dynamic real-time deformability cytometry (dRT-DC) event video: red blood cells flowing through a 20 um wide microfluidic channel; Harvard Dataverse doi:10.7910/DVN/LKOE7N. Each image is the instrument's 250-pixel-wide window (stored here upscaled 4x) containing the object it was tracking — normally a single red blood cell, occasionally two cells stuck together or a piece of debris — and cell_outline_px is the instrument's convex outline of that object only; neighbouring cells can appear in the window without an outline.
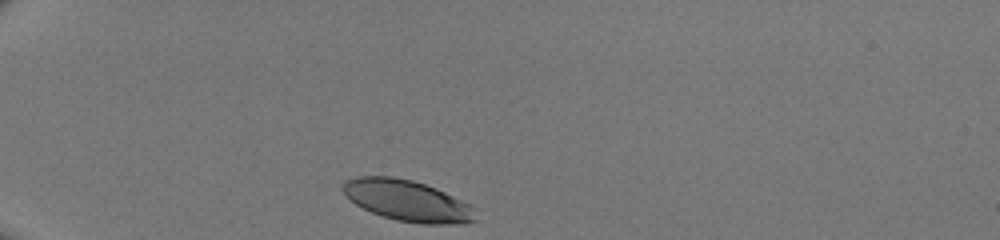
{"species": "human", "species_latin": "Homo sapiens", "temperature_condition": "room temperature", "stored_images_in_passage": 29, "camera_frame_rate_fps": 3000, "um_per_image_px": 0.085, "donor": {"sex": "male"}, "frame": {"image": 1, "passage_image": 1, "time_ms": 0.0, "image_size_px": [1000, 240], "cell_outline_px": [[476, 220], [460, 224], [420, 224], [396, 220], [372, 212], [356, 204], [340, 188], [344, 180], [356, 176], [392, 176], [412, 180], [436, 188], [472, 204], [476, 208]], "centroid_in_image_um": [34.67, 17.05], "position_along_channel_um": 50.3, "area_um2": 31.96}}
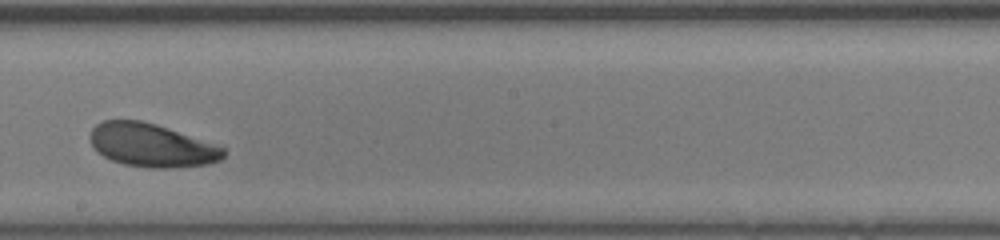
{"frame": {"image": 2, "passage_image": 17, "time_ms": 5.333, "image_size_px": [1000, 240], "cell_outline_px": [[224, 156], [220, 160], [208, 164], [168, 168], [152, 168], [124, 164], [112, 160], [96, 152], [92, 144], [92, 128], [96, 124], [104, 120], [140, 120], [156, 124], [224, 148]], "centroid_in_image_um": [12.86, 12.35], "position_along_channel_um": 235.3, "area_um2": 33.12}}
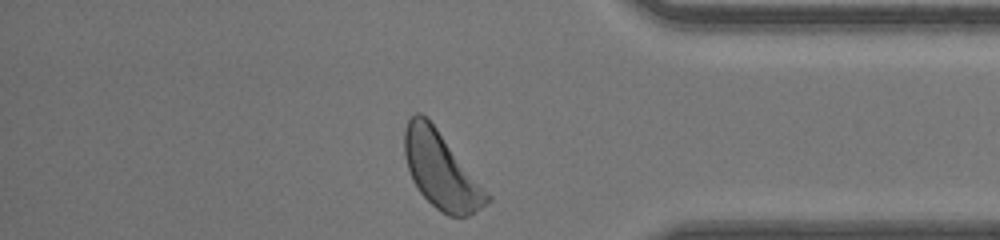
{"frame": {"image": 3, "passage_image": 29, "time_ms": 9.333, "image_size_px": [1000, 240], "cell_outline_px": [[492, 200], [468, 216], [448, 216], [436, 208], [420, 192], [412, 180], [408, 168], [404, 152], [404, 128], [408, 120], [416, 112], [420, 112], [436, 128], [492, 196]], "centroid_in_image_um": [37.49, 14.5], "position_along_channel_um": 397.7, "area_um2": 36.24}}